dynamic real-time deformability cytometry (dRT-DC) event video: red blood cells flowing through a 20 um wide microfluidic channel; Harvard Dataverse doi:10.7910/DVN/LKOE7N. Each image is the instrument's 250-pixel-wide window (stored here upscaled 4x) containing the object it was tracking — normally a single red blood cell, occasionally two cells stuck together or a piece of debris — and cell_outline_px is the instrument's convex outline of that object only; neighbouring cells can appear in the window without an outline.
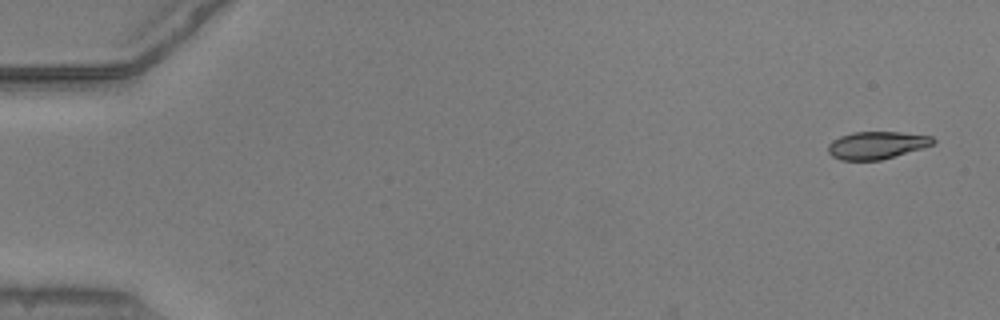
{"species": "common noctule bat (a hibernating species)", "species_latin": "Nyctalus noctula", "temperature_condition": "warm", "stored_images_in_passage": 6, "camera_frame_rate_fps": 3000, "um_per_image_px": 0.085, "animal": {"sex": "male", "body_mass_g": 20.5, "forearm_length_mm": 52.5}, "frame": {"image": 1, "passage_image": 1, "time_ms": 0.0, "image_size_px": [1000, 320], "cell_outline_px": [[936, 140], [932, 144], [924, 148], [880, 160], [840, 160], [832, 156], [828, 152], [828, 144], [832, 140], [840, 136], [852, 132], [900, 132], [932, 136]], "centroid_in_image_um": [74.51, 12.34], "position_along_channel_um": 10.5, "area_um2": 16.88}}